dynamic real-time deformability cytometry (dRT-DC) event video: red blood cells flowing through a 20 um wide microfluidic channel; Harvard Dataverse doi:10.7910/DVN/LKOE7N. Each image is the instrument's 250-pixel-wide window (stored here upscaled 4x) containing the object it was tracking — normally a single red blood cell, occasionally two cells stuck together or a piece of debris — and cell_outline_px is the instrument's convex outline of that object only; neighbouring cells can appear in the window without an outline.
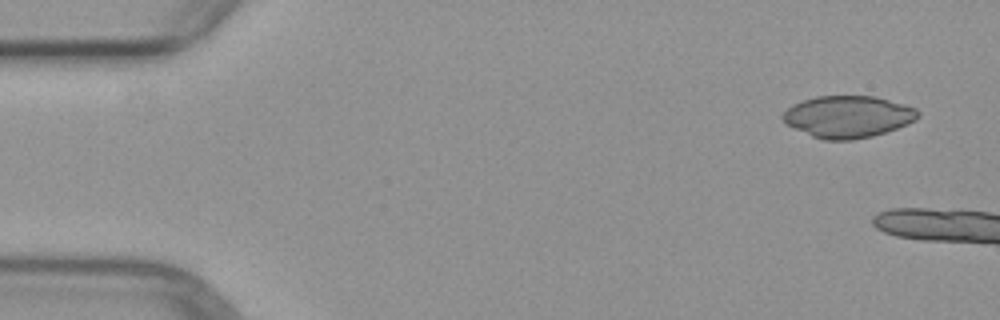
{"species": "common noctule bat (a hibernating species)", "species_latin": "Nyctalus noctula", "temperature_condition": "warm", "stored_images_in_passage": 5, "camera_frame_rate_fps": 3000, "um_per_image_px": 0.085, "animal": {"sex": "female", "body_mass_g": 29.2, "forearm_length_mm": 56.3}, "frame": {"image": 1, "passage_image": 1, "time_ms": 0.0, "image_size_px": [1000, 320], "cell_outline_px": [[920, 116], [916, 120], [908, 124], [872, 136], [852, 140], [824, 140], [812, 136], [788, 124], [780, 116], [792, 104], [816, 96], [876, 96], [904, 104], [916, 108], [920, 112]], "centroid_in_image_um": [72.11, 9.91], "position_along_channel_um": 12.9, "area_um2": 32.89}}
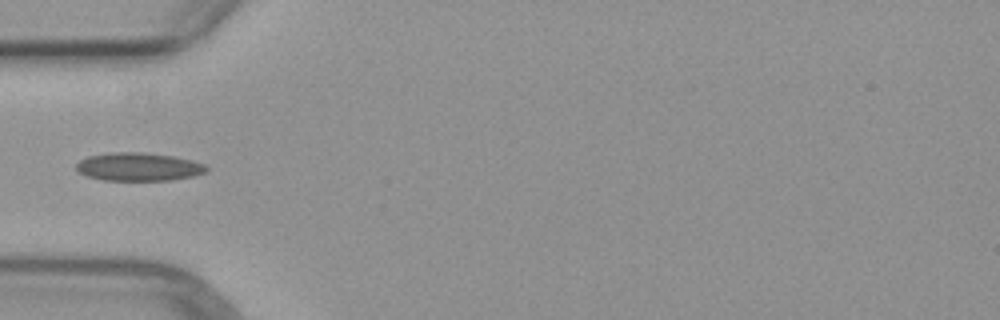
{"frame": {"image": 2, "passage_image": 5, "time_ms": 6.333, "image_size_px": [1000, 320], "cell_outline_px": [[208, 172], [196, 176], [172, 180], [104, 180], [88, 176], [80, 172], [76, 168], [76, 164], [80, 160], [88, 156], [108, 152], [144, 152], [172, 156], [192, 160], [204, 164], [208, 168]], "centroid_in_image_um": [11.82, 14.17], "position_along_channel_um": 73.2, "area_um2": 21.5}}